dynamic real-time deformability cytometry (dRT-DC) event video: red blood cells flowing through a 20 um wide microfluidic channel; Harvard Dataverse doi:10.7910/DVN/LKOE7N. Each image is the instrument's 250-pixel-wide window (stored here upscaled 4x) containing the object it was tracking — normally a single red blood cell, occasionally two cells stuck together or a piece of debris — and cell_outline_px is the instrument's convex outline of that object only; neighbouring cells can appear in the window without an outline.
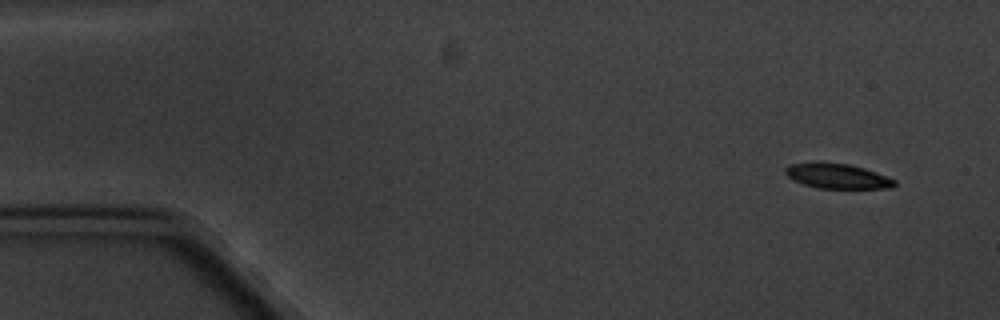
{"species": "common noctule bat (a hibernating species)", "species_latin": "Nyctalus noctula", "temperature_condition": "cold", "stored_images_in_passage": 4, "camera_frame_rate_fps": 3000, "um_per_image_px": 0.085, "animal": {"sex": "male", "body_mass_g": 20.1, "forearm_length_mm": 53.5}, "frame": {"image": 1, "passage_image": 1, "time_ms": 0.0, "image_size_px": [1000, 320], "cell_outline_px": [[896, 184], [892, 188], [816, 188], [804, 184], [788, 176], [784, 172], [784, 168], [792, 164], [816, 160], [820, 160], [848, 164], [864, 168], [896, 180]], "centroid_in_image_um": [71.14, 14.94], "position_along_channel_um": 13.9, "area_um2": 16.07}}
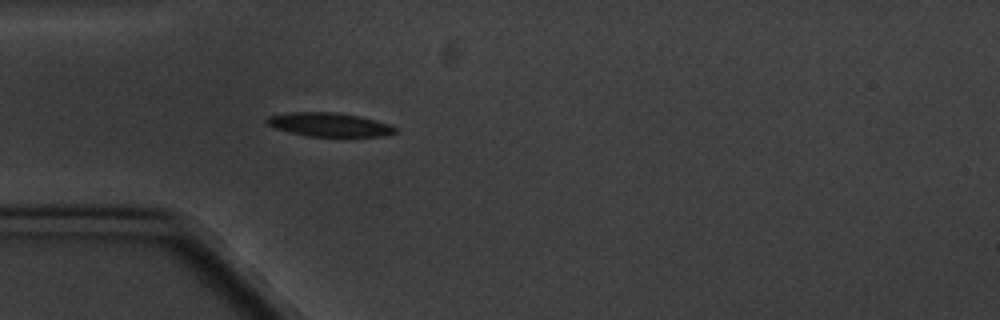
{"frame": {"image": 2, "passage_image": 4, "time_ms": 4.333, "image_size_px": [1000, 320], "cell_outline_px": [[396, 132], [384, 136], [308, 136], [276, 128], [264, 124], [264, 120], [268, 116], [292, 112], [336, 112], [360, 116], [376, 120], [388, 124], [396, 128]], "centroid_in_image_um": [27.96, 10.58], "position_along_channel_um": 57.0, "area_um2": 17.69}}